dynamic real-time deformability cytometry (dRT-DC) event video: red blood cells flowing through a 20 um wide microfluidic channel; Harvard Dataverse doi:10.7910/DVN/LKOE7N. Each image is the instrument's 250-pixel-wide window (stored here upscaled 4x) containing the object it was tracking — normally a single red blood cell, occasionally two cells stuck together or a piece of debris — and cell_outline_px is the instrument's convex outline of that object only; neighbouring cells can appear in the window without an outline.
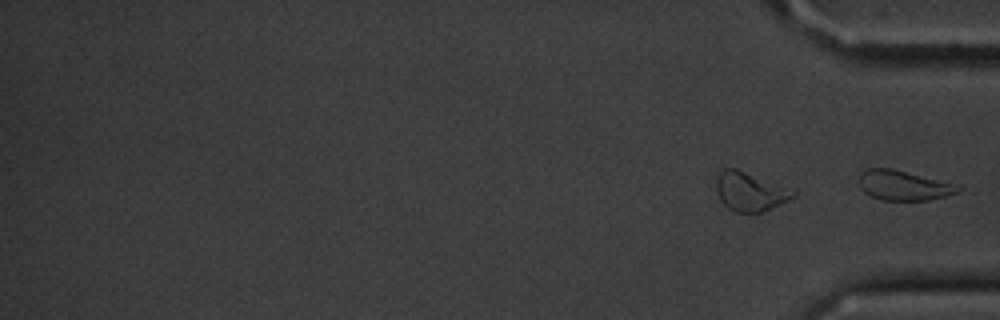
{"species": "common noctule bat (a hibernating species)", "species_latin": "Nyctalus noctula", "temperature_condition": "cold", "stored_images_in_passage": 15, "camera_frame_rate_fps": 3000, "um_per_image_px": 0.085, "animal": {"sex": "male", "body_mass_g": 20.1, "forearm_length_mm": 53.5}, "frame": {"image": 1, "passage_image": 15, "time_ms": 18.0, "image_size_px": [1000, 320], "cell_outline_px": [[964, 188], [960, 192], [928, 200], [880, 200], [864, 192], [860, 188], [860, 172], [868, 168], [892, 168]], "centroid_in_image_um": [76.74, 15.77], "position_along_channel_um": 358.5, "area_um2": 16.76}}